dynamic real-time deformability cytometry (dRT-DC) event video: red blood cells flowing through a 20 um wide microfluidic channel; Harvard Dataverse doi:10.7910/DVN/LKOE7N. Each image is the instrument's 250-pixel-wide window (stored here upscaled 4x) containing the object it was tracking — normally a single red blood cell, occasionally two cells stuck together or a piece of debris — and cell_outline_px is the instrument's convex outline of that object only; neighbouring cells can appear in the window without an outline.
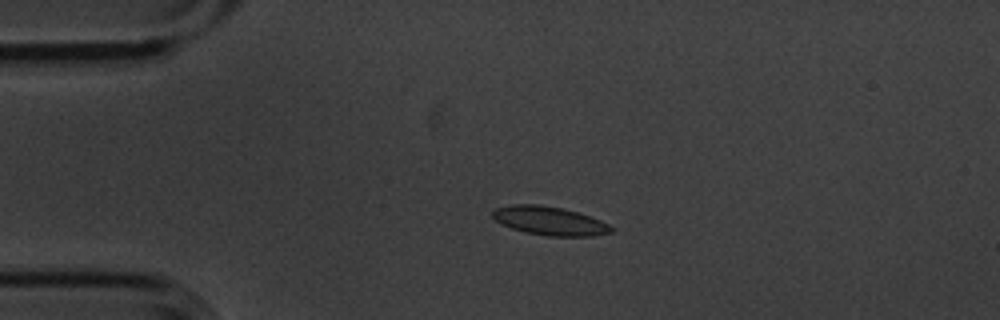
{"species": "common noctule bat (a hibernating species)", "species_latin": "Nyctalus noctula", "temperature_condition": "cold", "stored_images_in_passage": 4, "camera_frame_rate_fps": 3000, "um_per_image_px": 0.085, "animal": {"sex": "male", "body_mass_g": 20.1, "forearm_length_mm": 53.5}, "frame": {"image": 1, "passage_image": 4, "time_ms": 1.0, "image_size_px": [1000, 320], "cell_outline_px": [[616, 228], [612, 232], [592, 236], [548, 236], [524, 232], [512, 228], [496, 220], [492, 216], [492, 212], [496, 208], [512, 204], [540, 204], [564, 208], [600, 220]], "centroid_in_image_um": [46.73, 18.77], "position_along_channel_um": 38.3, "area_um2": 19.77}}